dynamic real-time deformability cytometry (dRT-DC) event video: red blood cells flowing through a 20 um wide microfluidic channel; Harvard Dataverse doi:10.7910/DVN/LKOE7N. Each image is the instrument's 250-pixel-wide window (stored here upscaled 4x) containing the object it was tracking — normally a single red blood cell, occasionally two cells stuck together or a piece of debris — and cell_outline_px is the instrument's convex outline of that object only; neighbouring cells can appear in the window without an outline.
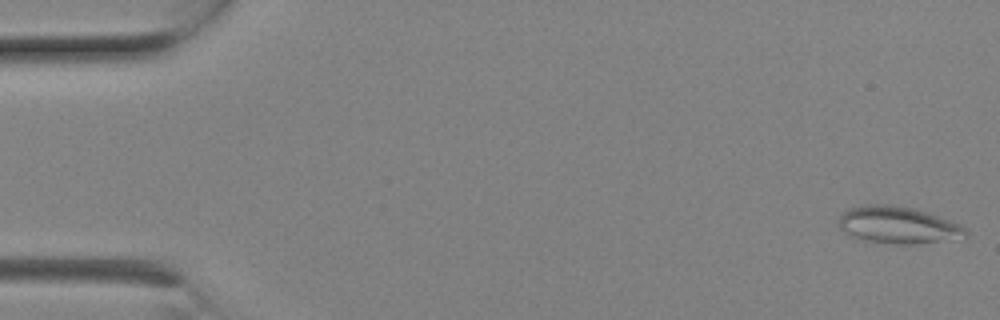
{"species": "Egyptian fruit bat (a non-hibernating species)", "species_latin": "Rousettus aegyptiacus", "temperature_condition": "room temperature", "stored_images_in_passage": 7, "camera_frame_rate_fps": 3000, "um_per_image_px": 0.085, "animal": {"sex": "female"}, "frame": {"image": 1, "passage_image": 1, "time_ms": 0.0, "image_size_px": [1000, 320], "cell_outline_px": [[968, 236], [912, 244], [864, 244], [844, 232], [840, 228], [840, 216], [848, 208], [868, 204], [888, 204], [916, 208], [928, 212], [960, 224], [968, 232]], "centroid_in_image_um": [76.26, 19.14], "position_along_channel_um": 8.7, "area_um2": 27.8}}